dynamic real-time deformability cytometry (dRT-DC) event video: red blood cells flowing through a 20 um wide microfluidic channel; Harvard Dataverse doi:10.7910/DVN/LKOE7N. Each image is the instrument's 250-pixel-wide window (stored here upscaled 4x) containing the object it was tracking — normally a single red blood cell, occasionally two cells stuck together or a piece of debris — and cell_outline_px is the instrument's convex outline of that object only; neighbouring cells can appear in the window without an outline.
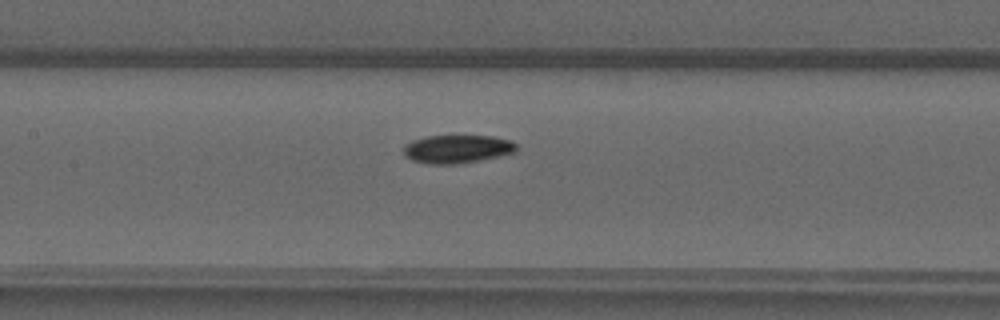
{"species": "common noctule bat (a hibernating species)", "species_latin": "Nyctalus noctula", "temperature_condition": "warm", "stored_images_in_passage": 38, "camera_frame_rate_fps": 3000, "um_per_image_px": 0.085, "animal": {"sex": "male", "forearm_length_mm": 52.5}, "frame": {"image": 1, "passage_image": 12, "time_ms": 3.667, "image_size_px": [1000, 320], "cell_outline_px": [[516, 152], [480, 160], [456, 164], [432, 164], [412, 160], [404, 156], [404, 144], [412, 140], [428, 136], [492, 136], [512, 140], [516, 144]], "centroid_in_image_um": [38.85, 12.66], "position_along_channel_um": 168.5, "area_um2": 18.55}}
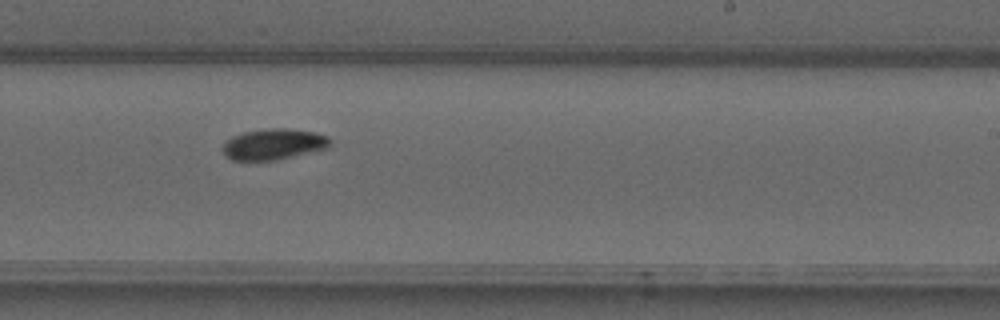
{"frame": {"image": 2, "passage_image": 19, "time_ms": 6.0, "image_size_px": [1000, 320], "cell_outline_px": [[332, 144], [328, 148], [276, 160], [232, 160], [224, 152], [224, 140], [232, 136], [244, 132], [264, 128], [288, 128], [316, 132], [328, 136], [332, 140]], "centroid_in_image_um": [23.3, 12.24], "position_along_channel_um": 265.7, "area_um2": 19.48}}
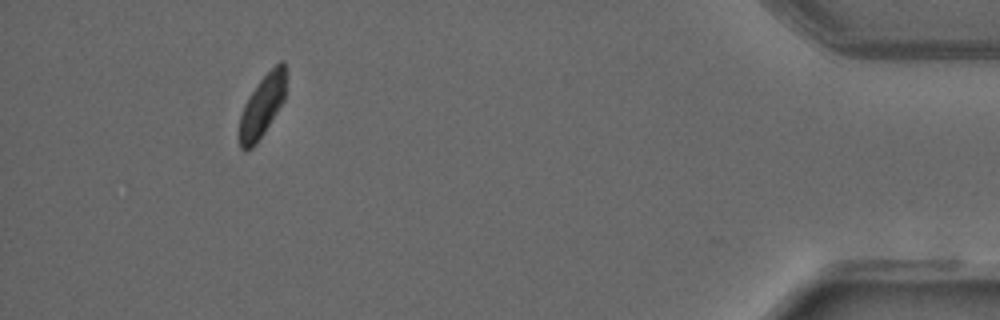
{"frame": {"image": 3, "passage_image": 34, "time_ms": 11.0, "image_size_px": [1000, 320], "cell_outline_px": [[288, 72], [284, 100], [264, 132], [256, 144], [252, 148], [244, 152], [240, 148], [240, 116], [244, 104], [248, 96], [260, 80], [280, 60], [284, 60]], "centroid_in_image_um": [22.32, 8.97], "position_along_channel_um": 412.9, "area_um2": 16.99}}